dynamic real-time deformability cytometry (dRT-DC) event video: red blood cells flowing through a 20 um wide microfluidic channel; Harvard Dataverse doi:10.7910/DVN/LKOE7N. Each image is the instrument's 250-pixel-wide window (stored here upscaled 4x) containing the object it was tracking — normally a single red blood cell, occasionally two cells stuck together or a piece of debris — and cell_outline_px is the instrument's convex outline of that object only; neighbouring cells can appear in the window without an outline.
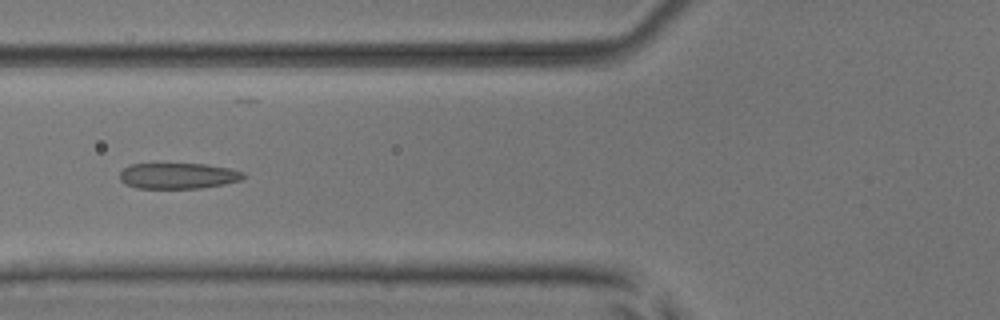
{"species": "common noctule bat (a hibernating species)", "species_latin": "Nyctalus noctula", "temperature_condition": "room temperature", "stored_images_in_passage": 5, "camera_frame_rate_fps": 3000, "um_per_image_px": 0.085, "animal": {"sex": "male", "body_mass_g": 17.9, "forearm_length_mm": 54.2}, "frame": {"image": 1, "passage_image": 5, "time_ms": 4.667, "image_size_px": [1000, 320], "cell_outline_px": [[248, 176], [240, 180], [224, 184], [200, 188], [136, 188], [124, 184], [120, 180], [120, 172], [124, 168], [132, 164], [204, 164], [228, 168], [244, 172]], "centroid_in_image_um": [15.14, 14.95], "position_along_channel_um": 110.7, "area_um2": 18.61}}